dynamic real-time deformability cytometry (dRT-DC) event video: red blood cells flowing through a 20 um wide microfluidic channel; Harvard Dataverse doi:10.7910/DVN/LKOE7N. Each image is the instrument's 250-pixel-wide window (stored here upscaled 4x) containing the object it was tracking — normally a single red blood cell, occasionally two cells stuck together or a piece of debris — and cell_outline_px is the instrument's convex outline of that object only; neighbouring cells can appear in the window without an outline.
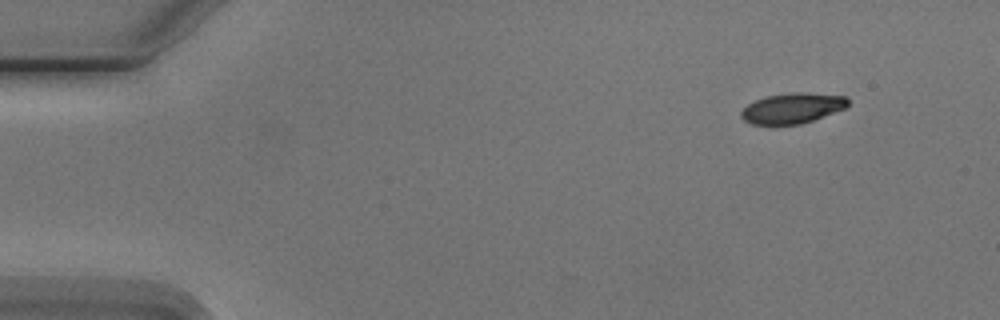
{"species": "Egyptian fruit bat (a non-hibernating species)", "species_latin": "Rousettus aegyptiacus", "temperature_condition": "cold", "stored_images_in_passage": 5, "camera_frame_rate_fps": 3000, "um_per_image_px": 0.085, "animal": {"sex": "male"}, "frame": {"image": 1, "passage_image": 1, "time_ms": 0.0, "image_size_px": [1000, 320], "cell_outline_px": [[848, 104], [844, 108], [812, 120], [800, 124], [752, 124], [744, 120], [740, 116], [740, 112], [748, 104], [756, 100], [768, 96], [792, 92], [804, 92], [848, 96]], "centroid_in_image_um": [67.35, 9.18], "position_along_channel_um": 17.7, "area_um2": 18.67}}
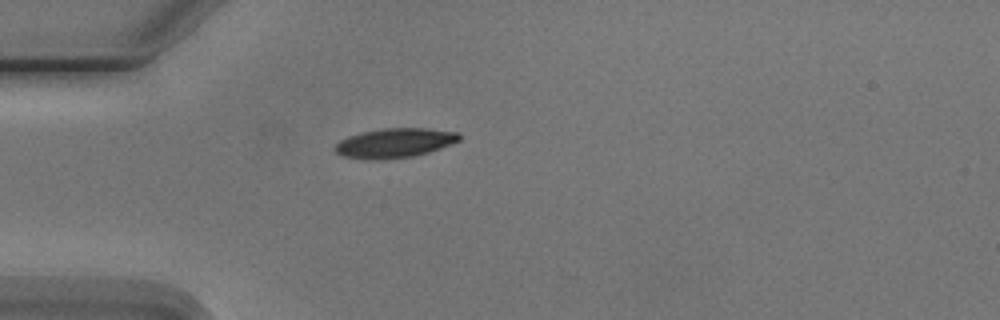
{"frame": {"image": 2, "passage_image": 4, "time_ms": 3.333, "image_size_px": [1000, 320], "cell_outline_px": [[460, 140], [440, 148], [428, 152], [412, 156], [380, 160], [368, 160], [340, 156], [332, 148], [340, 140], [348, 136], [360, 132], [384, 128], [428, 128], [460, 132]], "centroid_in_image_um": [33.5, 12.15], "position_along_channel_um": 51.5, "area_um2": 21.56}}